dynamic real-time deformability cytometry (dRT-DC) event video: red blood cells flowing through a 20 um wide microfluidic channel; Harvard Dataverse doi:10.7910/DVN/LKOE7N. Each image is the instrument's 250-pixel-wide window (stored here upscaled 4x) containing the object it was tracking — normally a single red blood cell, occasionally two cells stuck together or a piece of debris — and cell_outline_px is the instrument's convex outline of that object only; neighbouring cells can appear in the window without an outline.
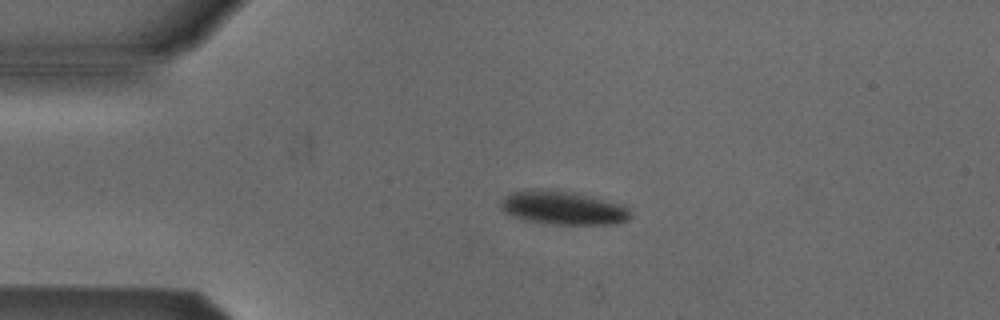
{"species": "Egyptian fruit bat (a non-hibernating species)", "species_latin": "Rousettus aegyptiacus", "temperature_condition": "cold", "stored_images_in_passage": 3, "camera_frame_rate_fps": 3000, "um_per_image_px": 0.085, "animal": {"sex": "male"}, "frame": {"image": 1, "passage_image": 2, "time_ms": 2.0, "image_size_px": [1000, 320], "cell_outline_px": [[632, 216], [628, 220], [616, 224], [552, 224], [520, 220], [504, 212], [500, 208], [500, 200], [504, 196], [512, 192], [572, 192], [624, 204], [628, 208]], "centroid_in_image_um": [47.9, 17.72], "position_along_channel_um": 37.1, "area_um2": 24.85}}